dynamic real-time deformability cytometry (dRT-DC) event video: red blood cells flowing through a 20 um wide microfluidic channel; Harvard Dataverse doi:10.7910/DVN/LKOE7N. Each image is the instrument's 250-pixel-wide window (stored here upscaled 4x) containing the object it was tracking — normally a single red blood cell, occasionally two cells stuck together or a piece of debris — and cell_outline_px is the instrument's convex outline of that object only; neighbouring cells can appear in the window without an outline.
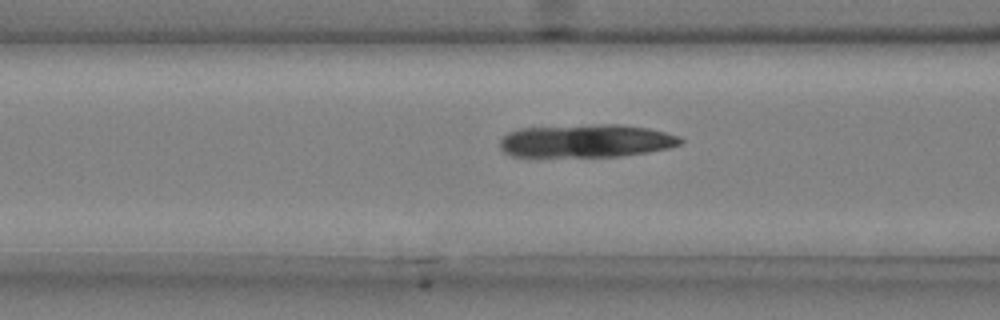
{"species": "common noctule bat (a hibernating species)", "species_latin": "Nyctalus noctula", "temperature_condition": "cold", "stored_images_in_passage": 22, "camera_frame_rate_fps": 3000, "um_per_image_px": 0.085, "animal": {"sex": "male", "body_mass_g": 20.4}, "frame": {"image": 1, "passage_image": 16, "time_ms": 5.0, "image_size_px": [1000, 320], "cell_outline_px": [[684, 140], [680, 144], [668, 148], [648, 152], [620, 156], [512, 156], [504, 152], [500, 148], [500, 140], [508, 132], [520, 128], [600, 124], [620, 124], [648, 128], [680, 136]], "centroid_in_image_um": [49.83, 11.97], "position_along_channel_um": 116.8, "area_um2": 34.68}}